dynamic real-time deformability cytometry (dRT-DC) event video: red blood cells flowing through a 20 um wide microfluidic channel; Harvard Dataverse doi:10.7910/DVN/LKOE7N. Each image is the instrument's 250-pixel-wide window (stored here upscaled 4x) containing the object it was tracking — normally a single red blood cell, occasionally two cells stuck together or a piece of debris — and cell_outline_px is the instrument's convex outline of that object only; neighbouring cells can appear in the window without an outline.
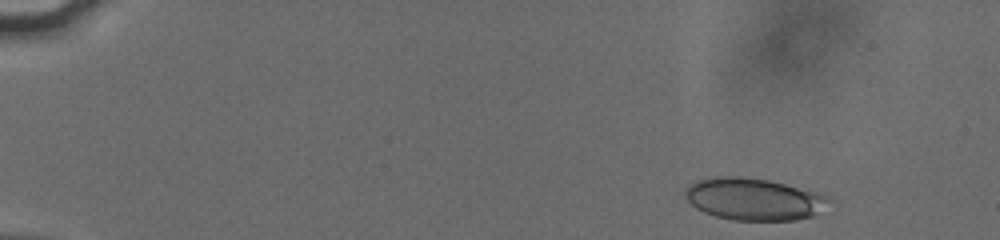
{"species": "human", "species_latin": "Homo sapiens", "temperature_condition": "cold", "stored_images_in_passage": 45, "camera_frame_rate_fps": 3000, "um_per_image_px": 0.085, "donor": {"sex": "male"}, "frame": {"image": 1, "passage_image": 1, "time_ms": 0.0, "image_size_px": [1000, 240], "cell_outline_px": [[832, 200], [812, 216], [796, 220], [732, 220], [716, 216], [704, 212], [696, 208], [684, 196], [684, 192], [688, 184], [696, 180], [716, 176], [740, 176], [768, 180], [816, 192], [828, 196]], "centroid_in_image_um": [64.02, 16.92], "position_along_channel_um": 21.0, "area_um2": 35.14}}
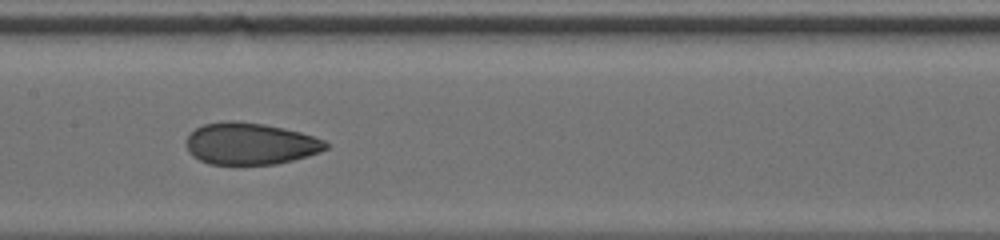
{"frame": {"image": 2, "passage_image": 24, "time_ms": 7.667, "image_size_px": [1000, 240], "cell_outline_px": [[328, 148], [320, 152], [308, 156], [276, 164], [236, 168], [208, 164], [192, 156], [188, 152], [188, 136], [196, 128], [204, 124], [228, 120], [232, 120], [264, 124], [284, 128], [300, 132], [324, 140], [328, 144]], "centroid_in_image_um": [21.26, 12.26], "position_along_channel_um": 186.1, "area_um2": 34.85}}
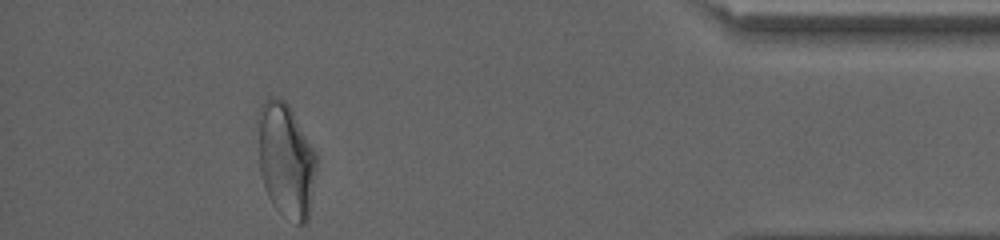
{"frame": {"image": 3, "passage_image": 45, "time_ms": 14.667, "image_size_px": [1000, 240], "cell_outline_px": [[316, 164], [308, 220], [304, 224], [296, 224], [280, 212], [272, 204], [264, 188], [260, 168], [256, 120], [264, 100], [268, 96], [272, 96], [284, 100], [288, 104], [316, 156]], "centroid_in_image_um": [24.26, 13.61], "position_along_channel_um": 410.9, "area_um2": 38.61}, "authors_computed_cell_mechanics": {"area_um2": 35.0268, "velocity_mm_per_s": 3.8279, "shape_relaxation_time_tau1_ms": 6.7657, "shape_relaxation_time_tau2_ms": 1.3233, "deformation_change_tau1": 0.1516, "deformation_change_tau2": 0.0672}}